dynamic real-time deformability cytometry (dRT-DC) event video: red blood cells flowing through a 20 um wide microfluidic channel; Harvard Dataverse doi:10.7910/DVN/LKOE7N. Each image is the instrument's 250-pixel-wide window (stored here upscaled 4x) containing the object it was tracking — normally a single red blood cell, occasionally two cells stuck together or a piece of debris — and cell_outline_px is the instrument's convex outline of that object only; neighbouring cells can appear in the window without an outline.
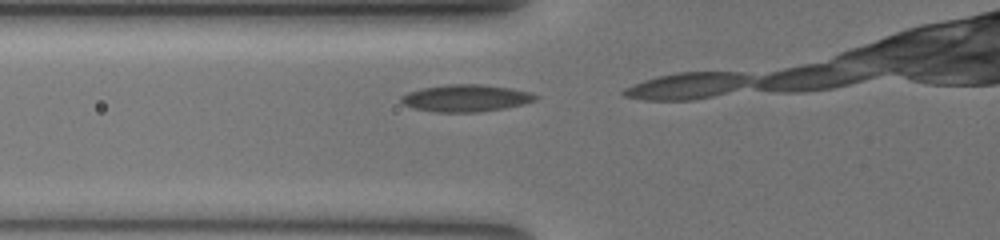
{"species": "common noctule bat (a hibernating species)", "species_latin": "Nyctalus noctula", "temperature_condition": "warm", "stored_images_in_passage": 5, "camera_frame_rate_fps": 3000, "um_per_image_px": 0.085, "animal": {"sex": "female", "body_mass_g": 19.5, "forearm_length_mm": 54.1}, "frame": {"image": 1, "passage_image": 2, "time_ms": 0.333, "image_size_px": [1000, 240], "cell_outline_px": [[540, 96], [536, 100], [524, 104], [504, 108], [480, 112], [436, 112], [412, 108], [404, 104], [400, 100], [400, 96], [408, 92], [424, 88], [448, 84], [480, 84], [508, 88], [528, 92]], "centroid_in_image_um": [39.59, 8.35], "position_along_channel_um": 86.2, "area_um2": 21.1}}